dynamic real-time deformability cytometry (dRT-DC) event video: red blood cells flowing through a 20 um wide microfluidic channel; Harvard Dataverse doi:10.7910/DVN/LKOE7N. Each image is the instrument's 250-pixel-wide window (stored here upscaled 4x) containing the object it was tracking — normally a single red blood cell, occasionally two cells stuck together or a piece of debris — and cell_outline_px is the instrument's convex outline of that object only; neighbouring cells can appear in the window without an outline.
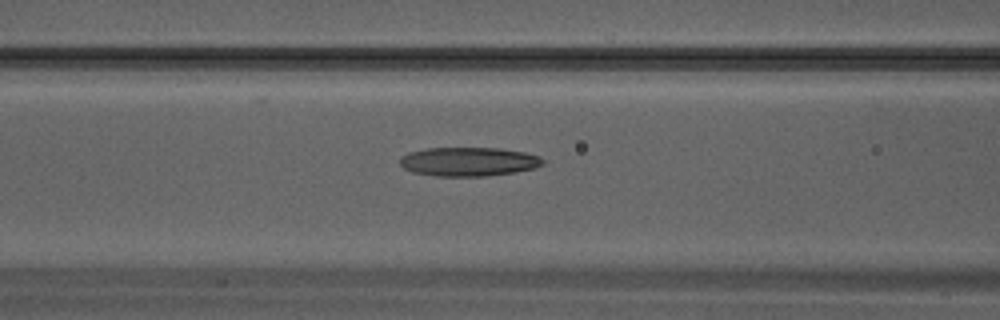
{"species": "Egyptian fruit bat (a non-hibernating species)", "species_latin": "Rousettus aegyptiacus", "temperature_condition": "warm", "stored_images_in_passage": 33, "camera_frame_rate_fps": 3000, "um_per_image_px": 0.085, "animal": {"sex": "male"}, "frame": {"image": 1, "passage_image": 14, "time_ms": 4.333, "image_size_px": [1000, 320], "cell_outline_px": [[544, 164], [536, 168], [516, 172], [488, 176], [436, 176], [412, 172], [404, 168], [400, 164], [400, 156], [408, 152], [428, 148], [500, 148], [524, 152], [540, 156], [544, 160]], "centroid_in_image_um": [39.85, 13.74], "position_along_channel_um": 126.8, "area_um2": 24.33}}
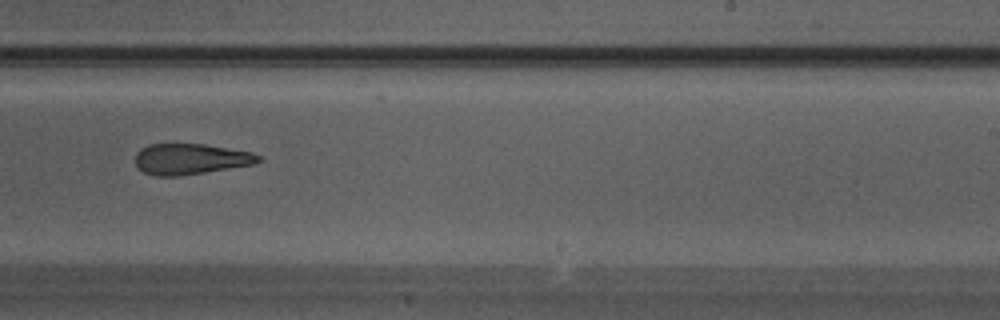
{"frame": {"image": 2, "passage_image": 21, "time_ms": 6.667, "image_size_px": [1000, 320], "cell_outline_px": [[264, 160], [252, 164], [204, 172], [176, 176], [156, 176], [144, 172], [136, 168], [136, 152], [140, 148], [148, 144], [204, 144], [252, 152], [260, 156]], "centroid_in_image_um": [16.16, 13.51], "position_along_channel_um": 272.8, "area_um2": 22.02}}
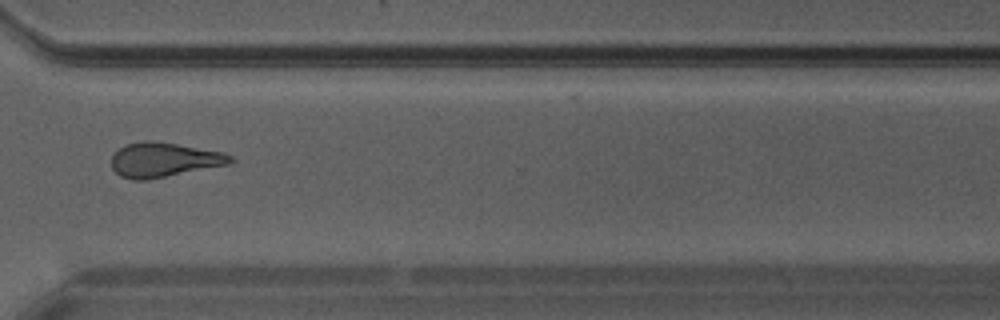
{"frame": {"image": 3, "passage_image": 25, "time_ms": 8.0, "image_size_px": [1000, 320], "cell_outline_px": [[236, 160], [228, 164], [144, 180], [132, 180], [120, 176], [112, 168], [112, 156], [124, 144], [144, 140], [152, 140], [224, 152], [232, 156]], "centroid_in_image_um": [13.91, 13.57], "position_along_channel_um": 356.7, "area_um2": 23.7}}